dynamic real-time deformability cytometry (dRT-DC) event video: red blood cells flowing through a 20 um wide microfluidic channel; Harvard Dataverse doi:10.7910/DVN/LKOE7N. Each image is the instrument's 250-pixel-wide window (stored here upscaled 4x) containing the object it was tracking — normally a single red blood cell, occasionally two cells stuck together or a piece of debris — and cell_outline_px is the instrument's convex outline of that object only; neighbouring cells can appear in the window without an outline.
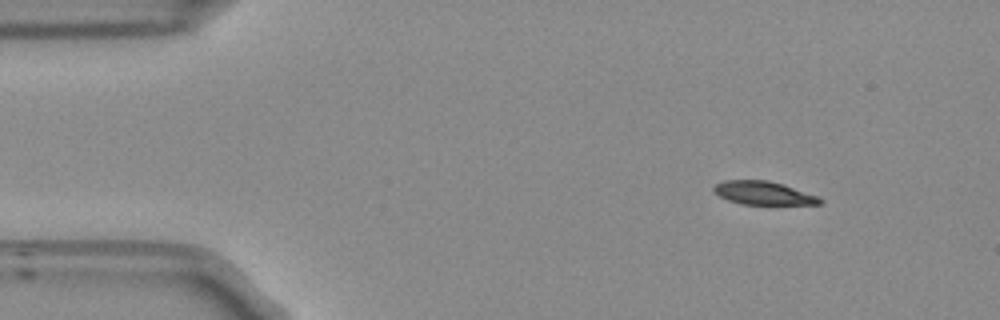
{"species": "Egyptian fruit bat (a non-hibernating species)", "species_latin": "Rousettus aegyptiacus", "temperature_condition": "room temperature", "stored_images_in_passage": 48, "camera_frame_rate_fps": 3000, "um_per_image_px": 0.085, "frame": {"image": 1, "passage_image": 1, "time_ms": 0.0, "image_size_px": [1000, 320], "cell_outline_px": [[824, 200], [820, 204], [740, 204], [728, 200], [720, 196], [712, 188], [716, 184], [724, 180], [768, 180], [784, 184], [820, 196]], "centroid_in_image_um": [64.94, 16.4], "position_along_channel_um": 20.1, "area_um2": 14.51}}
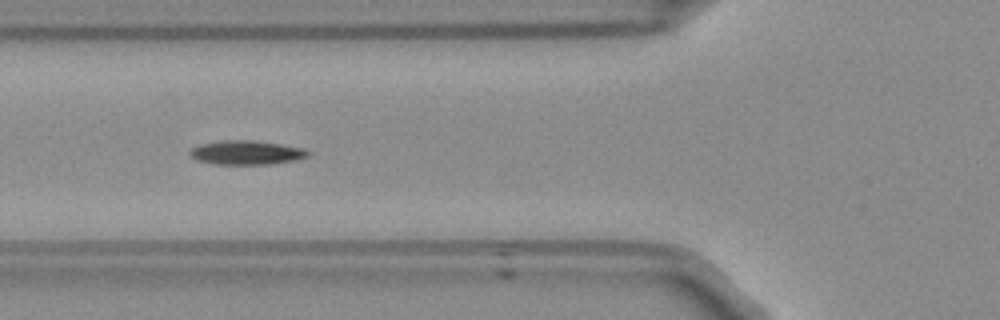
{"frame": {"image": 2, "passage_image": 14, "time_ms": 4.333, "image_size_px": [1000, 320], "cell_outline_px": [[312, 152], [308, 156], [292, 160], [268, 164], [216, 164], [196, 160], [188, 152], [192, 148], [200, 144], [224, 140], [256, 140], [304, 148]], "centroid_in_image_um": [20.94, 12.96], "position_along_channel_um": 104.9, "area_um2": 16.47}}
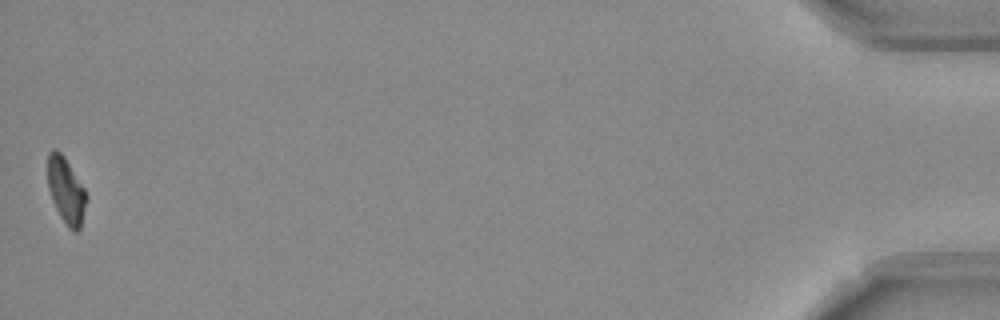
{"frame": {"image": 3, "passage_image": 48, "time_ms": 15.667, "image_size_px": [1000, 320], "cell_outline_px": [[88, 196], [80, 228], [76, 232], [72, 232], [68, 228], [60, 216], [52, 200], [48, 188], [48, 152], [52, 148], [56, 148], [64, 156], [84, 188]], "centroid_in_image_um": [5.61, 16.2], "position_along_channel_um": 429.6, "area_um2": 14.91}, "authors_computed_cell_mechanics": {"area_um2": 16.0395, "velocity_mm_per_s": 3.7566, "shape_relaxation_time_tau1_ms": 6.932, "shape_relaxation_time_tau2_ms": null, "deformation_change_tau1": 0.1885, "deformation_change_tau2": null}}